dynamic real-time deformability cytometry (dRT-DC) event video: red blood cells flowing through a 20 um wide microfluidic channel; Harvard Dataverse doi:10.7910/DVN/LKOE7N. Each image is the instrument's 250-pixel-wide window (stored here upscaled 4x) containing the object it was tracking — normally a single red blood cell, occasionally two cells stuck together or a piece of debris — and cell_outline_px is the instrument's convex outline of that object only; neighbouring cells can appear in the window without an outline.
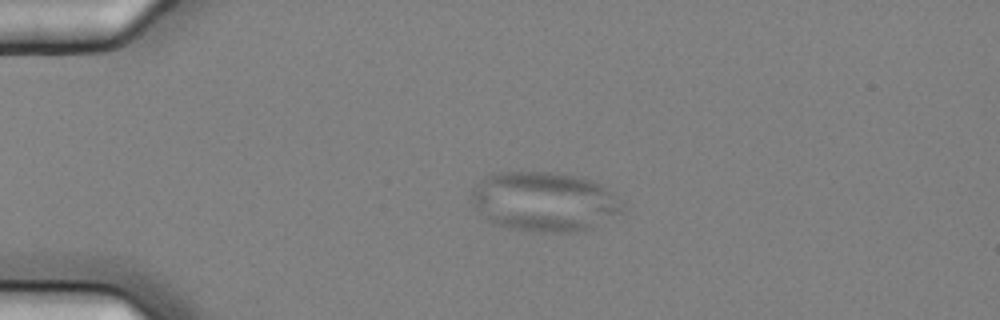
{"species": "common noctule bat (a hibernating species)", "species_latin": "Nyctalus noctula", "temperature_condition": "cold", "stored_images_in_passage": 8, "camera_frame_rate_fps": 3000, "um_per_image_px": 0.085, "animal": {"sex": "female", "body_mass_g": 25.1}, "frame": {"image": 1, "passage_image": 3, "time_ms": 0.667, "image_size_px": [1000, 320], "cell_outline_px": [[620, 212], [592, 228], [584, 232], [532, 232], [512, 228], [496, 224], [488, 220], [472, 200], [472, 188], [484, 176], [492, 172], [552, 172], [572, 176], [588, 180], [600, 184], [608, 192], [620, 208]], "centroid_in_image_um": [46.17, 17.14], "position_along_channel_um": 38.8, "area_um2": 51.33}}